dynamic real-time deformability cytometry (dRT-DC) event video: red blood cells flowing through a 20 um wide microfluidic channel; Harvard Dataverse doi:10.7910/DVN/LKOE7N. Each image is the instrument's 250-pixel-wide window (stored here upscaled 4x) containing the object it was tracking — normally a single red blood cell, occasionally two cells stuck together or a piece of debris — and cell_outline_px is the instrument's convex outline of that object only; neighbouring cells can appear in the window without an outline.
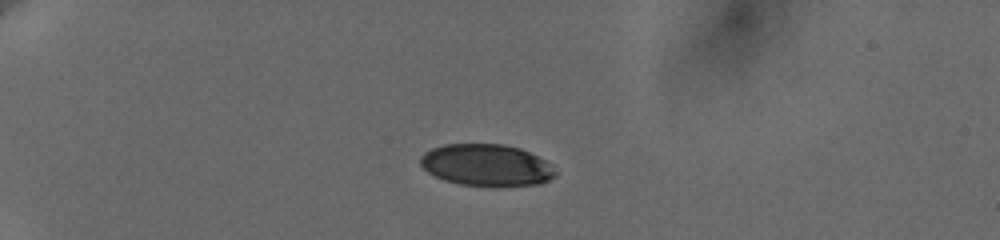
{"species": "human", "species_latin": "Homo sapiens", "temperature_condition": "cold", "stored_images_in_passage": 43, "camera_frame_rate_fps": 3000, "um_per_image_px": 0.085, "donor": {"sex": "female"}, "frame": {"image": 1, "passage_image": 1, "time_ms": 0.0, "image_size_px": [1000, 240], "cell_outline_px": [[556, 176], [540, 184], [496, 188], [492, 188], [460, 184], [444, 180], [428, 172], [420, 164], [420, 156], [424, 152], [432, 148], [444, 144], [504, 144], [520, 148], [552, 164], [556, 172]], "centroid_in_image_um": [41.37, 14.06], "position_along_channel_um": 43.6, "area_um2": 33.47}}
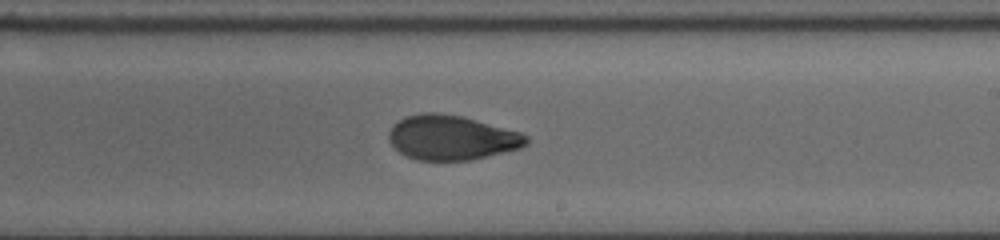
{"frame": {"image": 2, "passage_image": 23, "time_ms": 7.333, "image_size_px": [1000, 240], "cell_outline_px": [[528, 144], [520, 148], [468, 160], [416, 160], [400, 152], [388, 140], [388, 132], [392, 124], [408, 116], [420, 112], [436, 112], [464, 116], [520, 132], [528, 136]], "centroid_in_image_um": [38.37, 11.68], "position_along_channel_um": 250.6, "area_um2": 35.72}}
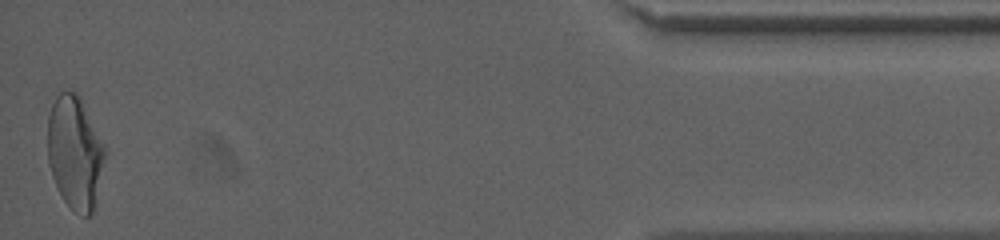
{"frame": {"image": 3, "passage_image": 43, "time_ms": 14.0, "image_size_px": [1000, 240], "cell_outline_px": [[108, 152], [96, 204], [92, 212], [88, 216], [84, 216], [76, 212], [64, 200], [52, 176], [48, 164], [48, 116], [52, 104], [56, 96], [60, 92], [76, 92], [80, 96]], "centroid_in_image_um": [6.41, 12.97], "position_along_channel_um": 428.8, "area_um2": 38.09}, "authors_computed_cell_mechanics": {"area_um2": 36.0672, "velocity_mm_per_s": 3.6429, "shape_relaxation_time_tau1_ms": 4.5575, "shape_relaxation_time_tau2_ms": 1.6726, "deformation_change_tau1": 0.1682, "deformation_change_tau2": 0.0647}}